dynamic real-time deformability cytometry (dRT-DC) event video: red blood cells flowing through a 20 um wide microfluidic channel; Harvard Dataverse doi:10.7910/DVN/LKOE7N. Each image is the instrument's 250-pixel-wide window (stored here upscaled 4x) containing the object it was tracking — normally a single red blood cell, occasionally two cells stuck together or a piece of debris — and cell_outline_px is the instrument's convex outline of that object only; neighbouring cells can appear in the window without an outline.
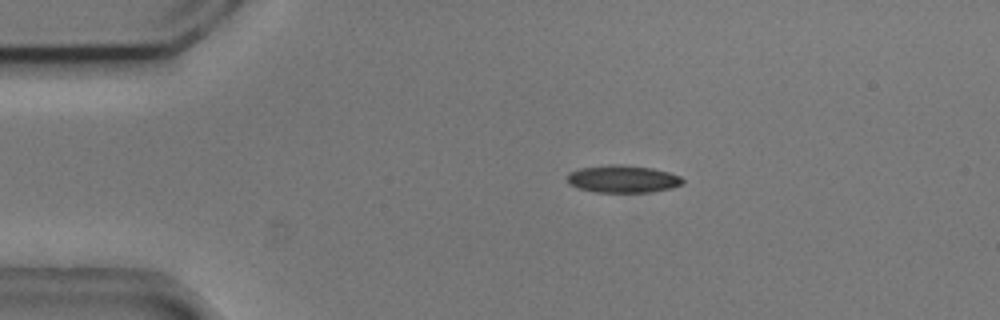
{"species": "common noctule bat (a hibernating species)", "species_latin": "Nyctalus noctula", "temperature_condition": "cold", "stored_images_in_passage": 5, "camera_frame_rate_fps": 3000, "um_per_image_px": 0.085, "animal": {"sex": "male", "body_mass_g": 20.5, "forearm_length_mm": 52.5}, "frame": {"image": 1, "passage_image": 2, "time_ms": 0.333, "image_size_px": [1000, 320], "cell_outline_px": [[684, 184], [672, 188], [652, 192], [596, 192], [580, 188], [568, 184], [568, 172], [580, 168], [608, 164], [620, 164], [652, 168], [668, 172], [680, 176], [684, 180]], "centroid_in_image_um": [52.95, 15.21], "position_along_channel_um": 32.0, "area_um2": 18.55}}
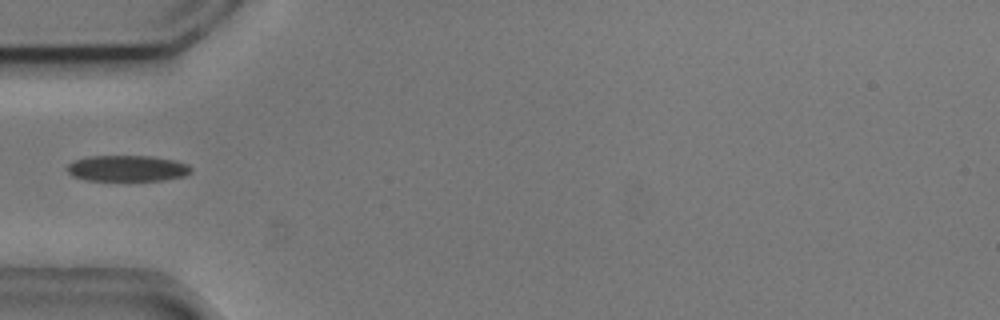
{"frame": {"image": 2, "passage_image": 4, "time_ms": 1.0, "image_size_px": [1000, 320], "cell_outline_px": [[192, 172], [184, 176], [164, 180], [88, 180], [72, 176], [64, 168], [72, 160], [88, 156], [152, 156], [176, 160], [188, 164], [192, 168]], "centroid_in_image_um": [10.81, 14.3], "position_along_channel_um": 74.2, "area_um2": 19.02}}